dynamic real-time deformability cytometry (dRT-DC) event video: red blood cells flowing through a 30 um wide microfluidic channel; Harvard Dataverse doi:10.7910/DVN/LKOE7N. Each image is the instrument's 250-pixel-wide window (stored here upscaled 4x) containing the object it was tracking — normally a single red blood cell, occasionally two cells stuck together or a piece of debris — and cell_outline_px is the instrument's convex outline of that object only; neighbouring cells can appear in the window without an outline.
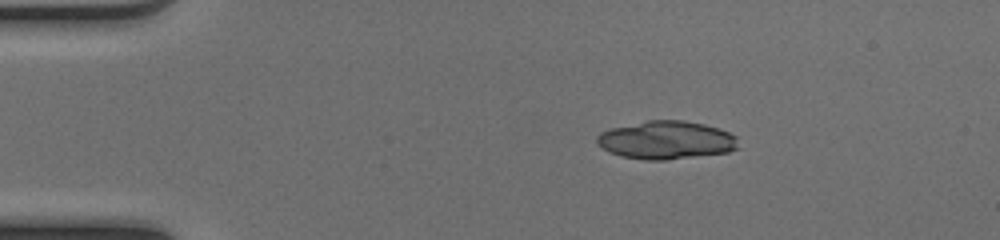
{"species": "common noctule bat (a hibernating species)", "species_latin": "Nyctalus noctula", "temperature_condition": "cold", "stored_images_in_passage": 42, "camera_frame_rate_fps": 3000, "um_per_image_px": 0.085, "animal": {"sex": "female", "body_mass_g": 17.0, "forearm_length_mm": 48.0}, "frame": {"image": 1, "passage_image": 1, "time_ms": 0.0, "image_size_px": [1000, 240], "cell_outline_px": [[740, 148], [728, 152], [668, 160], [644, 160], [620, 156], [608, 152], [596, 144], [596, 136], [600, 132], [608, 128], [648, 120], [684, 120], [704, 124], [720, 128], [736, 136]], "centroid_in_image_um": [56.61, 11.91], "position_along_channel_um": 28.4, "area_um2": 31.96}, "authors_computed_cell_mechanics": {"area_um2": 18.7561, "velocity_mm_per_s": 4.1411, "shape_relaxation_time_tau1_ms": 6.6046, "shape_relaxation_time_tau2_ms": 2.0593, "deformation_change_tau1": 0.2152, "deformation_change_tau2": 0.0668}}